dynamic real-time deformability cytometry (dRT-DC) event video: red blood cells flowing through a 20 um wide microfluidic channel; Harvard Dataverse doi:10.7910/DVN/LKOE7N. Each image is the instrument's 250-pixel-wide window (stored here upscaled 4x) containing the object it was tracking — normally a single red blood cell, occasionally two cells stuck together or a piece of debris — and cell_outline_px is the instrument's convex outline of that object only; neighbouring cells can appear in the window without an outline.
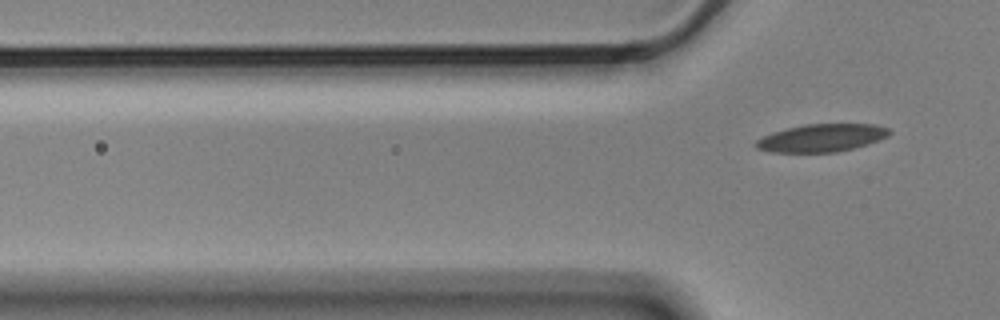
{"species": "Egyptian fruit bat (a non-hibernating species)", "species_latin": "Rousettus aegyptiacus", "temperature_condition": "cold", "stored_images_in_passage": 5, "camera_frame_rate_fps": 3000, "um_per_image_px": 0.085, "animal": {"sex": "male"}, "frame": {"image": 1, "passage_image": 5, "time_ms": 1.333, "image_size_px": [1000, 320], "cell_outline_px": [[892, 132], [888, 136], [880, 140], [868, 144], [836, 152], [772, 152], [756, 148], [756, 140], [772, 132], [804, 124], [876, 124], [888, 128]], "centroid_in_image_um": [69.87, 11.71], "position_along_channel_um": 55.9, "area_um2": 21.5}}